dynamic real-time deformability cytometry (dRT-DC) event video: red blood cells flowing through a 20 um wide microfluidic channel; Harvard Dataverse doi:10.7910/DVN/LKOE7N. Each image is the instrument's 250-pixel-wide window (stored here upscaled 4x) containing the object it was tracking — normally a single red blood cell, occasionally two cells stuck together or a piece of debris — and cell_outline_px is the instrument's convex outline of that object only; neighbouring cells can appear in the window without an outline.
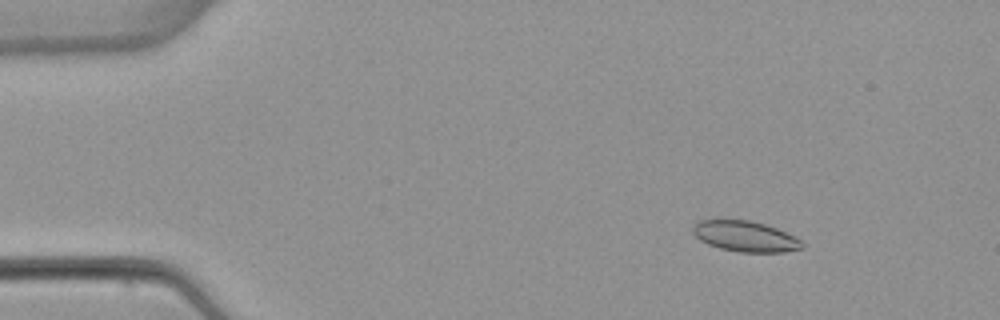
{"species": "common noctule bat (a hibernating species)", "species_latin": "Nyctalus noctula", "temperature_condition": "warm", "stored_images_in_passage": 53, "camera_frame_rate_fps": 3000, "um_per_image_px": 0.085, "animal": {"sex": "female", "body_mass_g": 22.7, "forearm_length_mm": 54.2}, "frame": {"image": 1, "passage_image": 7, "time_ms": 2.0, "image_size_px": [1000, 320], "cell_outline_px": [[804, 248], [784, 252], [740, 252], [720, 248], [708, 244], [700, 240], [692, 232], [692, 224], [696, 220], [716, 216], [748, 220], [764, 224], [776, 228], [796, 236], [804, 244]], "centroid_in_image_um": [63.26, 20.03], "position_along_channel_um": 21.7, "area_um2": 20.35}}
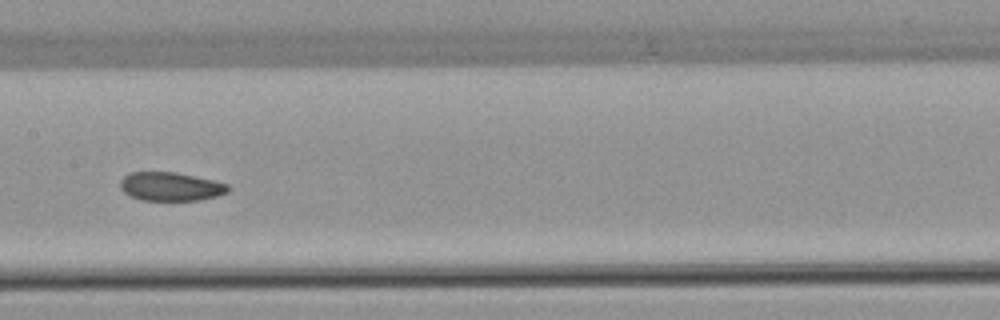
{"frame": {"image": 2, "passage_image": 27, "time_ms": 8.667, "image_size_px": [1000, 320], "cell_outline_px": [[232, 188], [228, 192], [216, 196], [200, 200], [140, 200], [124, 192], [120, 188], [120, 180], [124, 176], [132, 172], [176, 172], [212, 180], [228, 184]], "centroid_in_image_um": [14.52, 15.85], "position_along_channel_um": 192.9, "area_um2": 17.98}}
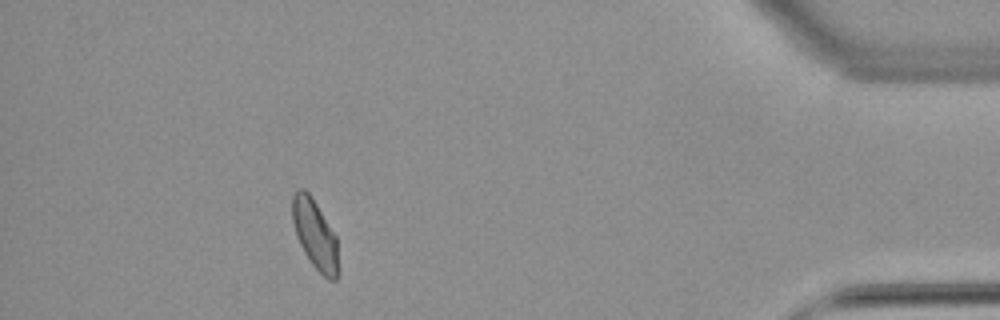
{"frame": {"image": 3, "passage_image": 48, "time_ms": 15.667, "image_size_px": [1000, 320], "cell_outline_px": [[336, 280], [328, 280], [312, 264], [304, 252], [300, 244], [292, 220], [292, 196], [296, 188], [304, 188], [308, 192], [316, 204], [336, 236]], "centroid_in_image_um": [26.72, 19.86], "position_along_channel_um": 408.5, "area_um2": 17.98}, "authors_computed_cell_mechanics": {"area_um2": 18.9584, "velocity_mm_per_s": 3.8593, "shape_relaxation_time_tau1_ms": null, "shape_relaxation_time_tau2_ms": 1.4254, "deformation_change_tau1": null, "deformation_change_tau2": 0.0543}}